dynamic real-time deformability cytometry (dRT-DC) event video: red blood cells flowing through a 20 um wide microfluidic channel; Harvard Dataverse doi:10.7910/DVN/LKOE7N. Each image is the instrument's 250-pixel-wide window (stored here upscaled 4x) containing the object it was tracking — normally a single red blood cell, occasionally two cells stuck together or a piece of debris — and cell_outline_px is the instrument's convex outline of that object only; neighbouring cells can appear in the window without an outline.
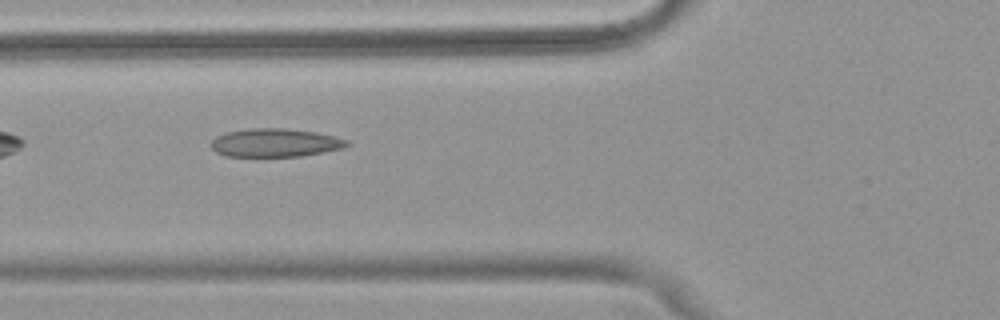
{"species": "common noctule bat (a hibernating species)", "species_latin": "Nyctalus noctula", "temperature_condition": "warm", "stored_images_in_passage": 9, "camera_frame_rate_fps": 3000, "um_per_image_px": 0.085, "animal": {"sex": "female", "body_mass_g": 18.4}, "frame": {"image": 1, "passage_image": 3, "time_ms": 0.667, "image_size_px": [1000, 320], "cell_outline_px": [[352, 144], [344, 148], [324, 152], [300, 156], [224, 156], [216, 152], [208, 144], [216, 136], [228, 132], [248, 128], [284, 128], [316, 132], [348, 140]], "centroid_in_image_um": [23.38, 12.13], "position_along_channel_um": 102.4, "area_um2": 22.54}}
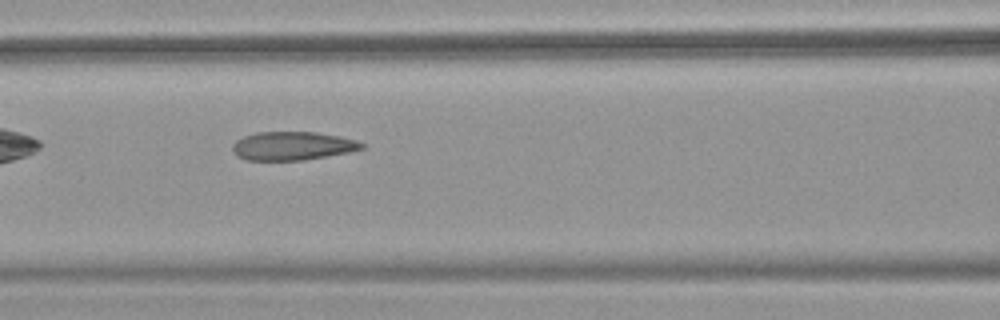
{"frame": {"image": 2, "passage_image": 6, "time_ms": 1.667, "image_size_px": [1000, 320], "cell_outline_px": [[364, 148], [348, 152], [304, 160], [248, 160], [236, 156], [232, 152], [232, 144], [236, 140], [244, 136], [256, 132], [316, 132], [340, 136], [356, 140], [364, 144]], "centroid_in_image_um": [24.83, 12.4], "position_along_channel_um": 141.8, "area_um2": 21.5}}